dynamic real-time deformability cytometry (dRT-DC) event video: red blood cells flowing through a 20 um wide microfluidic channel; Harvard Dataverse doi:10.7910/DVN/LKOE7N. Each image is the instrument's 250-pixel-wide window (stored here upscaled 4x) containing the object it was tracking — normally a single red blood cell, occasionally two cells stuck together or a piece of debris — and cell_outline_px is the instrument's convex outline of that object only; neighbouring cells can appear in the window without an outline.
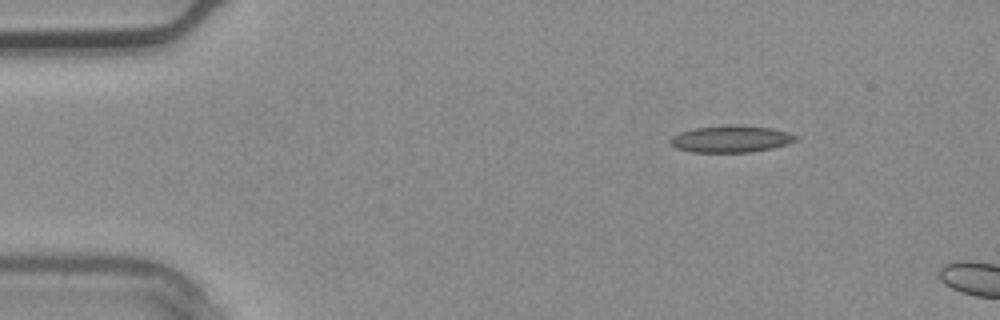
{"species": "common noctule bat (a hibernating species)", "species_latin": "Nyctalus noctula", "temperature_condition": "warm", "stored_images_in_passage": 2, "camera_frame_rate_fps": 3000, "um_per_image_px": 0.085, "animal": {"sex": "male", "body_mass_g": 20.4}, "frame": {"image": 1, "passage_image": 1, "time_ms": 0.0, "image_size_px": [1000, 320], "cell_outline_px": [[800, 136], [796, 140], [788, 144], [772, 148], [752, 152], [692, 152], [676, 148], [668, 144], [668, 140], [672, 136], [680, 132], [696, 128], [728, 124], [740, 124], [772, 128], [788, 132]], "centroid_in_image_um": [62.13, 11.8], "position_along_channel_um": 22.9, "area_um2": 20.0}}